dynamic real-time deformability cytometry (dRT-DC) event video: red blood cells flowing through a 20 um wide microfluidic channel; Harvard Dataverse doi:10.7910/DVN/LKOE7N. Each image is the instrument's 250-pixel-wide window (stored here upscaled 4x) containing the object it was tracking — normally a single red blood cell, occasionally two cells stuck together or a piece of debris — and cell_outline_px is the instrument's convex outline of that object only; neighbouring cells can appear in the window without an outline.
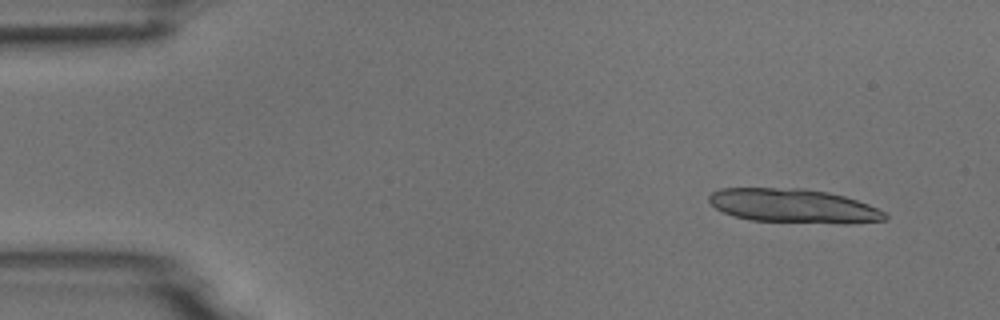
{"species": "common noctule bat (a hibernating species)", "species_latin": "Nyctalus noctula", "temperature_condition": "room temperature", "stored_images_in_passage": 6, "segment_of_instrument_passage": [1, 2], "camera_frame_rate_fps": 3000, "um_per_image_px": 0.085, "animal": {"sex": "male", "body_mass_g": 18.8}, "frame": {"image": 1, "passage_image": 2, "time_ms": 1.0, "image_size_px": [1000, 320], "cell_outline_px": [[888, 220], [848, 224], [844, 224], [748, 220], [732, 216], [716, 208], [708, 200], [708, 196], [712, 192], [720, 188], [804, 188], [828, 192], [844, 196], [868, 204], [884, 212], [888, 216]], "centroid_in_image_um": [67.45, 17.51], "position_along_channel_um": 17.5, "area_um2": 35.14}}